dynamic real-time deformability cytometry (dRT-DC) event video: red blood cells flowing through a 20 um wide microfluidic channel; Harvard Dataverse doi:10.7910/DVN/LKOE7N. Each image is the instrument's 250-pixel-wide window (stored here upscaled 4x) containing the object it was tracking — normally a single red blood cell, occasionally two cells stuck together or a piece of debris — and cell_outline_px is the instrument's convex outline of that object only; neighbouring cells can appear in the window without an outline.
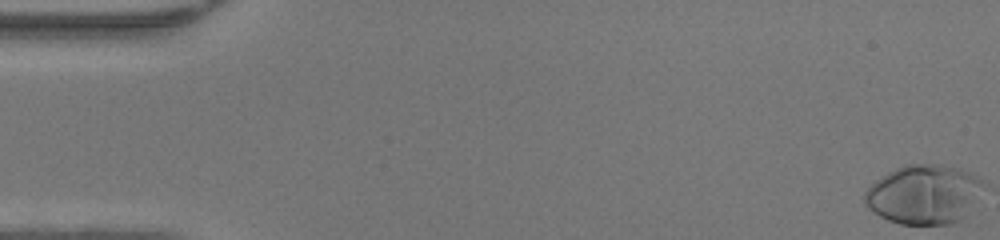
{"species": "human", "species_latin": "Homo sapiens", "temperature_condition": "warm", "stored_images_in_passage": 50, "camera_frame_rate_fps": 3000, "um_per_image_px": 0.085, "donor": {"sex": "female"}, "frame": {"image": 1, "passage_image": 1, "time_ms": 0.0, "image_size_px": [1000, 240], "cell_outline_px": [[984, 184], [964, 216], [960, 220], [952, 224], [900, 224], [888, 220], [872, 212], [864, 204], [864, 192], [876, 180], [888, 172], [904, 164], [940, 164], [960, 168], [984, 180]], "centroid_in_image_um": [78.49, 16.51], "position_along_channel_um": 6.5, "area_um2": 40.81}}
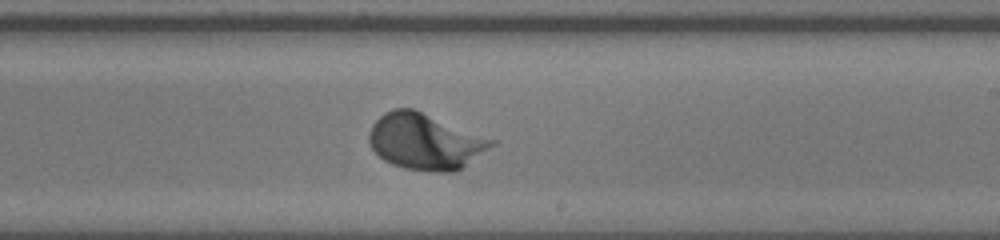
{"frame": {"image": 2, "passage_image": 30, "time_ms": 9.667, "image_size_px": [1000, 240], "cell_outline_px": [[496, 144], [456, 172], [436, 172], [404, 168], [392, 164], [384, 160], [368, 144], [368, 132], [372, 124], [384, 112], [392, 108], [412, 108], [496, 140]], "centroid_in_image_um": [36.12, 12.03], "position_along_channel_um": 252.9, "area_um2": 40.0}}
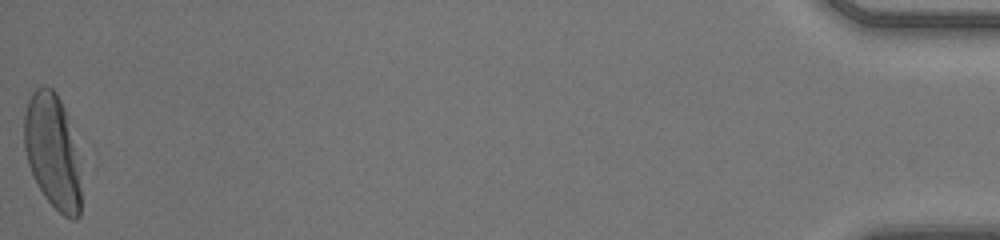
{"frame": {"image": 3, "passage_image": 50, "time_ms": 16.333, "image_size_px": [1000, 240], "cell_outline_px": [[80, 216], [76, 220], [72, 220], [64, 216], [44, 196], [28, 164], [24, 148], [24, 112], [28, 100], [32, 92], [36, 88], [44, 84], [52, 88], [56, 92], [68, 116], [80, 188]], "centroid_in_image_um": [4.42, 12.83], "position_along_channel_um": 430.8, "area_um2": 37.17}, "authors_computed_cell_mechanics": {"area_um2": 36.7608, "velocity_mm_per_s": 4.2131, "shape_relaxation_time_tau1_ms": 2.6209, "shape_relaxation_time_tau2_ms": null, "deformation_change_tau1": 0.1987, "deformation_change_tau2": null}}